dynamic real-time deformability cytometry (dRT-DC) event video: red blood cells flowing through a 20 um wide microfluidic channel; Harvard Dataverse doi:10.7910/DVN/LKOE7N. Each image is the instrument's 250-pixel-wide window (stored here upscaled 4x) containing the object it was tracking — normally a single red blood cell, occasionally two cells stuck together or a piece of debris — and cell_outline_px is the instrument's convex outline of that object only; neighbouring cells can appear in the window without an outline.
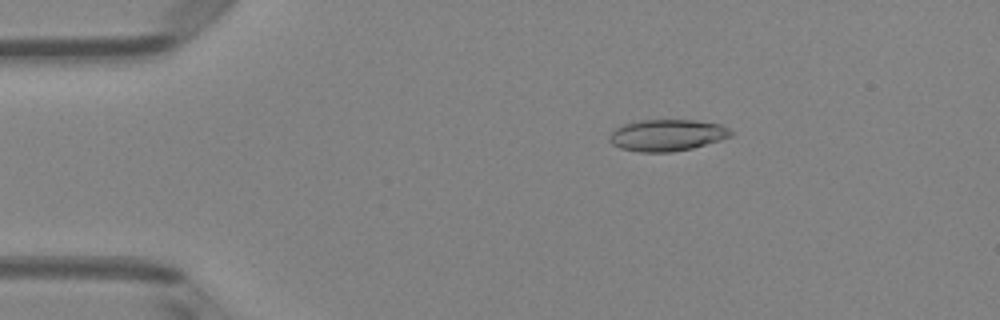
{"species": "Egyptian fruit bat (a non-hibernating species)", "species_latin": "Rousettus aegyptiacus", "temperature_condition": "room temperature", "stored_images_in_passage": 50, "camera_frame_rate_fps": 3000, "um_per_image_px": 0.085, "animal": {"sex": "female"}, "frame": {"image": 1, "passage_image": 9, "time_ms": 2.667, "image_size_px": [1000, 320], "cell_outline_px": [[736, 132], [732, 136], [720, 140], [692, 148], [672, 152], [640, 152], [620, 148], [612, 144], [608, 140], [608, 136], [616, 128], [624, 124], [640, 120], [696, 120], [720, 124]], "centroid_in_image_um": [56.72, 11.49], "position_along_channel_um": 28.3, "area_um2": 22.48}}
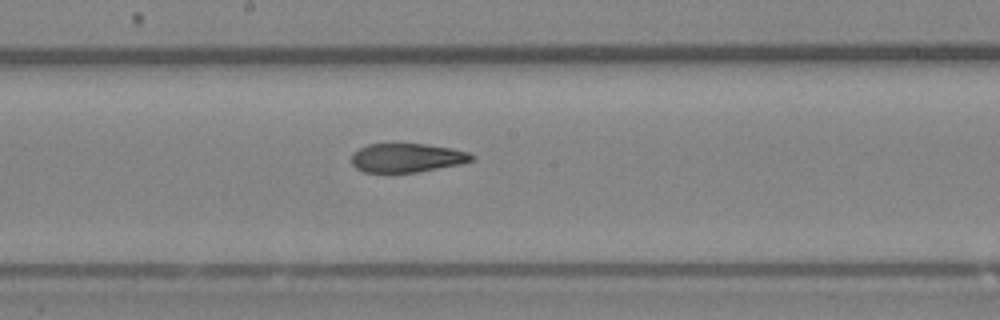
{"frame": {"image": 2, "passage_image": 27, "time_ms": 8.667, "image_size_px": [1000, 320], "cell_outline_px": [[476, 156], [472, 160], [460, 164], [416, 172], [364, 172], [356, 168], [352, 164], [352, 152], [368, 144], [424, 144], [452, 148], [468, 152]], "centroid_in_image_um": [34.58, 13.41], "position_along_channel_um": 213.6, "area_um2": 20.11}}
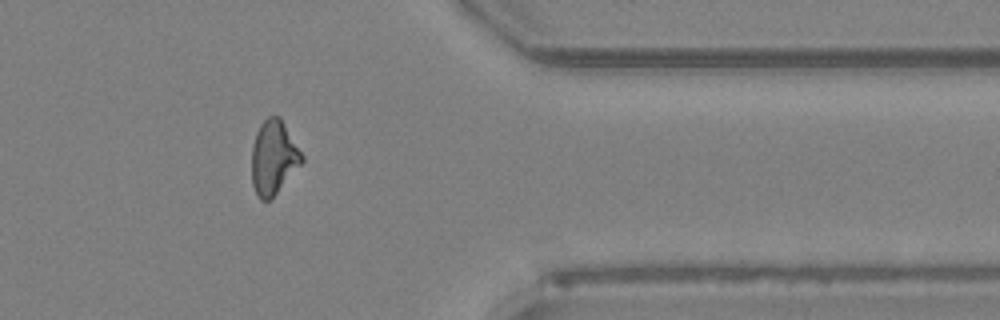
{"frame": {"image": 3, "passage_image": 41, "time_ms": 13.333, "image_size_px": [1000, 320], "cell_outline_px": [[304, 160], [276, 192], [268, 200], [260, 200], [252, 184], [252, 148], [256, 132], [260, 124], [268, 116], [280, 116], [304, 156]], "centroid_in_image_um": [23.24, 13.34], "position_along_channel_um": 388.2, "area_um2": 21.27}, "authors_computed_cell_mechanics": {"area_um2": 21.9351, "velocity_mm_per_s": 4.0902, "shape_relaxation_time_tau1_ms": null, "shape_relaxation_time_tau2_ms": 2.2236, "deformation_change_tau1": null, "deformation_change_tau2": 0.1005}}